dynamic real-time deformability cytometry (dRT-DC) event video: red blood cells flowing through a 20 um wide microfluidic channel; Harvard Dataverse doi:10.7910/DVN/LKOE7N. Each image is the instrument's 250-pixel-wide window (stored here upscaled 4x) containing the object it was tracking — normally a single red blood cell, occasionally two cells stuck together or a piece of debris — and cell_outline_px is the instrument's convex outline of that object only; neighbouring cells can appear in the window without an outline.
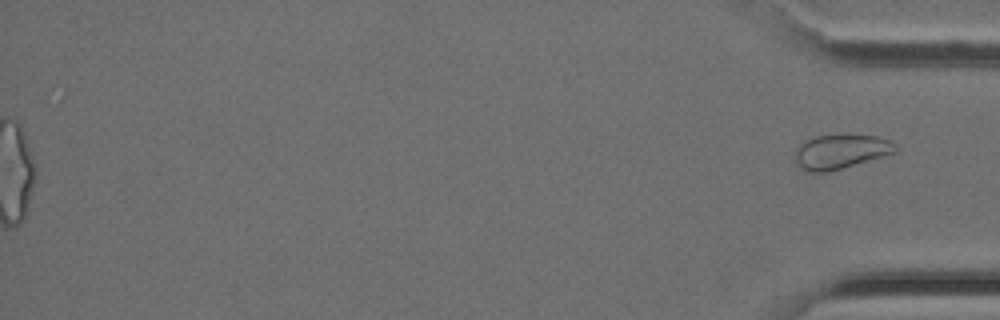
{"species": "Egyptian fruit bat (a non-hibernating species)", "species_latin": "Rousettus aegyptiacus", "temperature_condition": "cold", "stored_images_in_passage": 37, "camera_frame_rate_fps": 3000, "um_per_image_px": 0.085, "animal": {"sex": "female"}, "frame": {"image": 1, "passage_image": 37, "time_ms": 12.0, "image_size_px": [1000, 320], "cell_outline_px": [[896, 152], [828, 172], [808, 172], [800, 168], [796, 164], [796, 148], [800, 144], [816, 136], [876, 136], [888, 140], [896, 144]], "centroid_in_image_um": [71.43, 12.91], "position_along_channel_um": 363.8, "area_um2": 19.54}}